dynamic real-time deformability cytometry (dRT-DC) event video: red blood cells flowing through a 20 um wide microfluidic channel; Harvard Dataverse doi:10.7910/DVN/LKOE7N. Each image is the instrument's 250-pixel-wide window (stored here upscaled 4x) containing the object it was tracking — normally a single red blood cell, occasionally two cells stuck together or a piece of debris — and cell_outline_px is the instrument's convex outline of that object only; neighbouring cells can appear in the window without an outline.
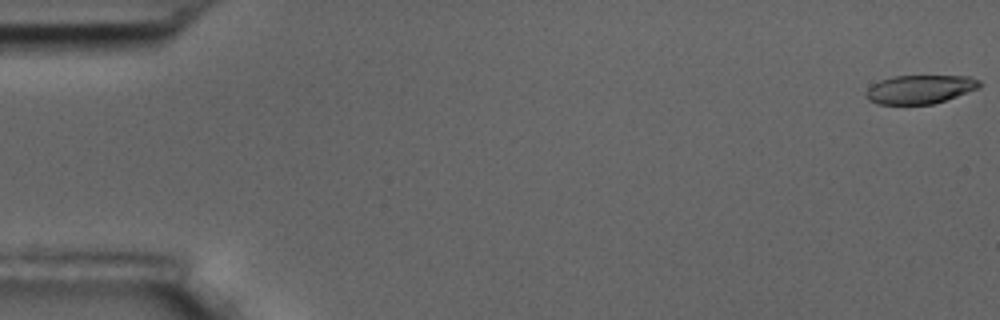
{"species": "common noctule bat (a hibernating species)", "species_latin": "Nyctalus noctula", "temperature_condition": "room temperature", "stored_images_in_passage": 12, "camera_frame_rate_fps": 3000, "um_per_image_px": 0.085, "animal": {"sex": "male", "body_mass_g": 17.5, "forearm_length_mm": 52.3}, "frame": {"image": 1, "passage_image": 1, "time_ms": 0.0, "image_size_px": [1000, 320], "cell_outline_px": [[984, 84], [980, 88], [932, 104], [876, 104], [868, 100], [864, 96], [864, 92], [872, 84], [880, 80], [892, 76], [972, 76], [980, 80]], "centroid_in_image_um": [78.19, 7.58], "position_along_channel_um": 6.8, "area_um2": 19.19}}